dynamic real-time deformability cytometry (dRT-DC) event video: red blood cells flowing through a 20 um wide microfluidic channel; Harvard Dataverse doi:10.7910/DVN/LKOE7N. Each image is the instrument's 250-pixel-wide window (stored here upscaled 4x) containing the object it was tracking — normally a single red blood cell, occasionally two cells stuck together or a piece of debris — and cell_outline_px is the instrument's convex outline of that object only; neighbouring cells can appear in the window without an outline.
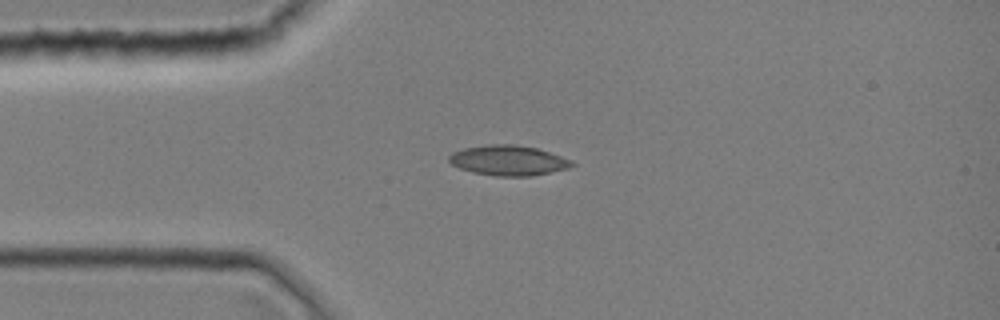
{"species": "common noctule bat (a hibernating species)", "species_latin": "Nyctalus noctula", "temperature_condition": "room temperature", "stored_images_in_passage": 1, "camera_frame_rate_fps": 3000, "um_per_image_px": 0.085, "animal": {"sex": "female", "body_mass_g": 19.0, "forearm_length_mm": 51.5}, "frame": {"image": 1, "passage_image": 1, "time_ms": 0.0, "image_size_px": [1000, 320], "cell_outline_px": [[576, 164], [568, 168], [532, 176], [496, 176], [472, 172], [460, 168], [452, 164], [448, 160], [448, 156], [452, 152], [464, 148], [488, 144], [516, 144], [536, 148], [572, 160]], "centroid_in_image_um": [43.19, 13.63], "position_along_channel_um": 41.8, "area_um2": 21.56}}